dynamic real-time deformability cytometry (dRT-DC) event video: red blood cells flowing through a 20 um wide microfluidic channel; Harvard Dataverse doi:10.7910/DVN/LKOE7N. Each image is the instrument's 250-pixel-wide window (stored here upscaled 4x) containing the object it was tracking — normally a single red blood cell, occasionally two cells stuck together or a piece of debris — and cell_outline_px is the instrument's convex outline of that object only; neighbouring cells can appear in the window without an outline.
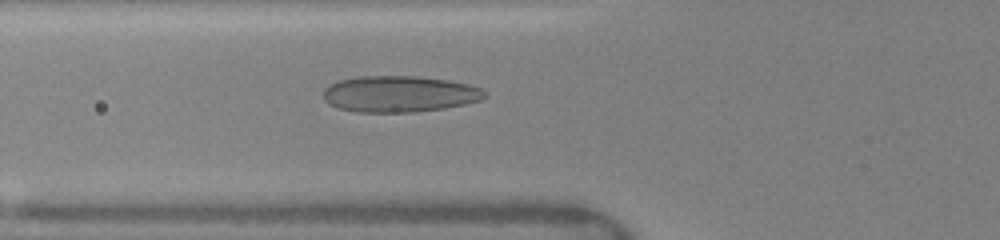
{"species": "human", "species_latin": "Homo sapiens", "temperature_condition": "warm", "stored_images_in_passage": 15, "camera_frame_rate_fps": 3000, "um_per_image_px": 0.085, "donor": {"sex": "female"}, "frame": {"image": 1, "passage_image": 14, "time_ms": 3.0, "image_size_px": [1000, 240], "cell_outline_px": [[488, 96], [480, 100], [464, 104], [444, 108], [412, 112], [356, 112], [340, 108], [328, 104], [324, 100], [324, 88], [328, 84], [340, 80], [360, 76], [416, 76], [448, 80], [468, 84], [480, 88]], "centroid_in_image_um": [33.93, 7.98], "position_along_channel_um": 91.9, "area_um2": 34.1}}